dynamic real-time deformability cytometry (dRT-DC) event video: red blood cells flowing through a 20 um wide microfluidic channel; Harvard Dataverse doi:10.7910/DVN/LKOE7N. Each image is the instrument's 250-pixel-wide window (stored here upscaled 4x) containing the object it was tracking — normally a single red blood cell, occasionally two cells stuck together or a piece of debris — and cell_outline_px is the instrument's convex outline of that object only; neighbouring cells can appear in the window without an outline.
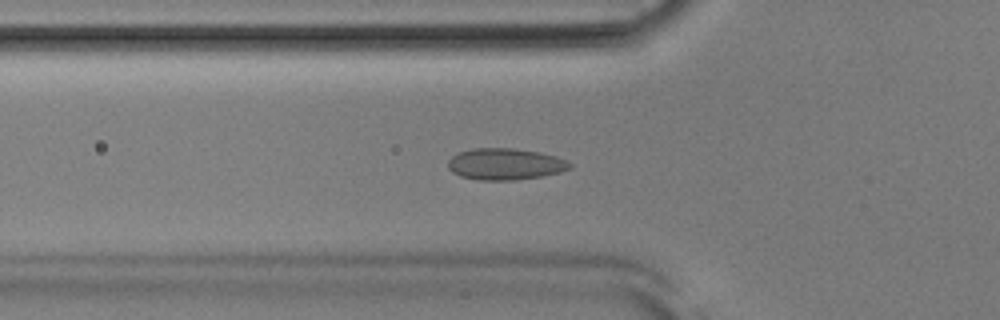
{"species": "Egyptian fruit bat (a non-hibernating species)", "species_latin": "Rousettus aegyptiacus", "temperature_condition": "room temperature", "stored_images_in_passage": 51, "camera_frame_rate_fps": 3000, "um_per_image_px": 0.085, "animal": {"sex": "male"}, "frame": {"image": 1, "passage_image": 17, "time_ms": 5.333, "image_size_px": [1000, 320], "cell_outline_px": [[572, 168], [560, 172], [544, 176], [516, 180], [480, 180], [460, 176], [452, 172], [448, 168], [448, 160], [456, 152], [472, 148], [512, 148], [540, 152], [556, 156], [572, 164]], "centroid_in_image_um": [42.93, 13.94], "position_along_channel_um": 82.9, "area_um2": 22.6}}
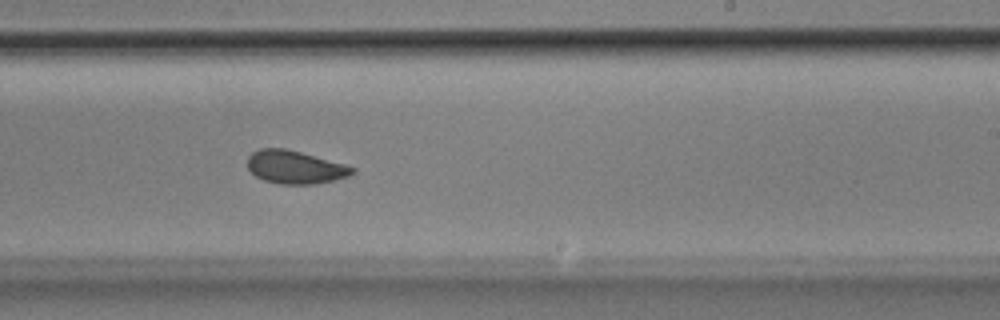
{"frame": {"image": 2, "passage_image": 31, "time_ms": 10.0, "image_size_px": [1000, 320], "cell_outline_px": [[356, 172], [348, 176], [332, 180], [312, 184], [280, 184], [264, 180], [256, 176], [248, 168], [248, 156], [252, 152], [260, 148], [284, 148], [300, 152], [344, 164], [356, 168]], "centroid_in_image_um": [25.07, 14.2], "position_along_channel_um": 263.9, "area_um2": 20.0}}
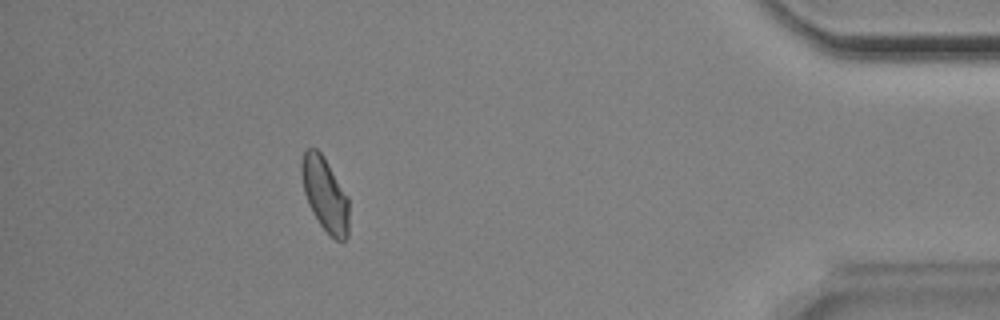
{"frame": {"image": 3, "passage_image": 46, "time_ms": 15.0, "image_size_px": [1000, 320], "cell_outline_px": [[348, 236], [344, 240], [336, 240], [320, 224], [312, 212], [308, 204], [304, 192], [300, 172], [300, 164], [304, 152], [308, 148], [316, 148], [324, 156], [348, 196]], "centroid_in_image_um": [27.61, 16.48], "position_along_channel_um": 407.6, "area_um2": 20.4}, "authors_computed_cell_mechanics": {"area_um2": 20.6346, "velocity_mm_per_s": 3.8768, "shape_relaxation_time_tau1_ms": 9.1189, "shape_relaxation_time_tau2_ms": 1.558, "deformation_change_tau1": 0.1109, "deformation_change_tau2": 0.0417}}